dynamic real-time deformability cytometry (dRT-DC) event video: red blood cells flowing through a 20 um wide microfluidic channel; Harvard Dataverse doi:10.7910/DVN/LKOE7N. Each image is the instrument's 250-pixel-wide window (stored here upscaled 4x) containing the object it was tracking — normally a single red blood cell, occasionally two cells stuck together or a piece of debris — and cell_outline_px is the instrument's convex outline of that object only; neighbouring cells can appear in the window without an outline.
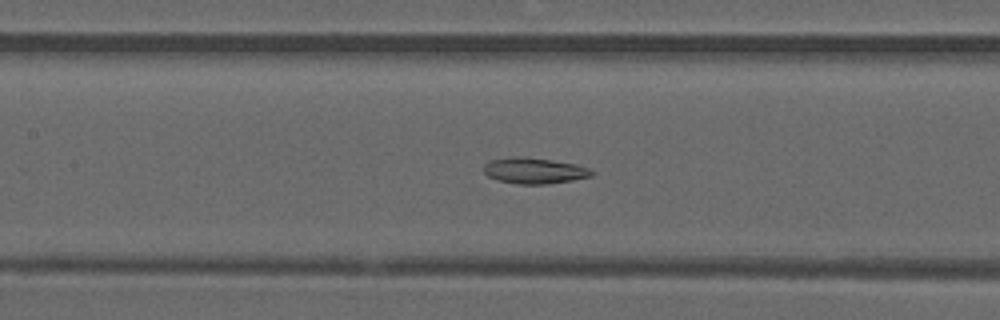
{"species": "common noctule bat (a hibernating species)", "species_latin": "Nyctalus noctula", "temperature_condition": "warm", "stored_images_in_passage": 51, "camera_frame_rate_fps": 3000, "um_per_image_px": 0.085, "animal": {"sex": "male", "forearm_length_mm": 52.5}, "frame": {"image": 1, "passage_image": 24, "time_ms": 7.667, "image_size_px": [1000, 320], "cell_outline_px": [[596, 172], [592, 176], [572, 180], [548, 184], [516, 184], [496, 180], [488, 176], [484, 172], [484, 164], [488, 160], [516, 156], [552, 160], [576, 164], [588, 168]], "centroid_in_image_um": [45.4, 14.51], "position_along_channel_um": 162.0, "area_um2": 16.42}}
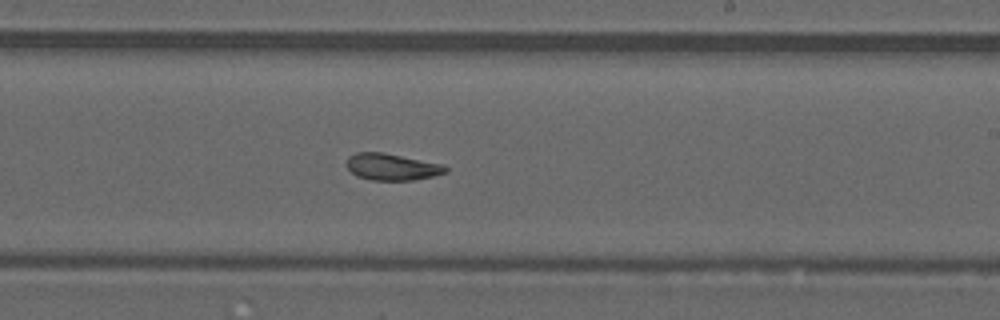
{"frame": {"image": 2, "passage_image": 31, "time_ms": 10.0, "image_size_px": [1000, 320], "cell_outline_px": [[448, 172], [432, 176], [412, 180], [372, 180], [356, 176], [348, 168], [348, 156], [356, 152], [384, 152], [444, 164], [448, 168]], "centroid_in_image_um": [33.34, 14.17], "position_along_channel_um": 255.7, "area_um2": 15.43}}
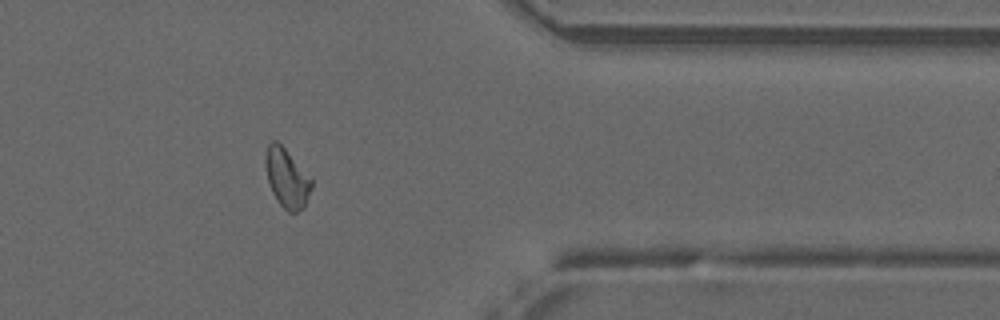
{"frame": {"image": 3, "passage_image": 42, "time_ms": 13.667, "image_size_px": [1000, 320], "cell_outline_px": [[312, 188], [304, 208], [296, 212], [288, 212], [280, 204], [272, 192], [268, 180], [264, 164], [264, 160], [268, 144], [272, 140], [276, 140], [312, 176]], "centroid_in_image_um": [24.4, 15.13], "position_along_channel_um": 387.0, "area_um2": 16.01}, "authors_computed_cell_mechanics": {"area_um2": 16.4152, "velocity_mm_per_s": 4.0331, "shape_relaxation_time_tau1_ms": null, "shape_relaxation_time_tau2_ms": 2.2193, "deformation_change_tau1": null, "deformation_change_tau2": 0.0854}}